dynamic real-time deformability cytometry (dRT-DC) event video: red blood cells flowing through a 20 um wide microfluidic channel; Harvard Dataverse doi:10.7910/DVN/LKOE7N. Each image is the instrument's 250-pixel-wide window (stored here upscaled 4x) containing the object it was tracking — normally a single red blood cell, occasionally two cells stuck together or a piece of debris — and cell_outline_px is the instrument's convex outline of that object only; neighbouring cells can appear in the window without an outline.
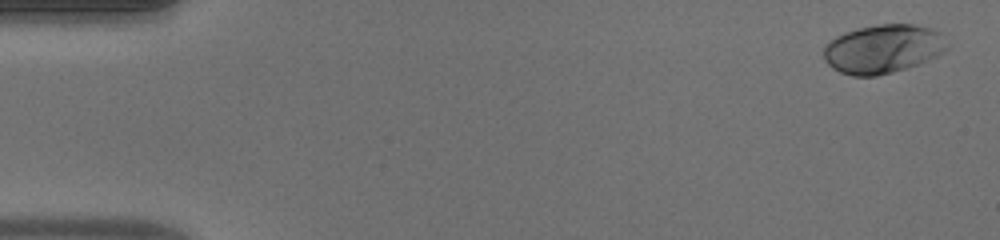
{"species": "human", "species_latin": "Homo sapiens", "temperature_condition": "warm", "stored_images_in_passage": 51, "camera_frame_rate_fps": 3000, "um_per_image_px": 0.085, "donor": {"sex": "male"}, "frame": {"image": 1, "passage_image": 2, "time_ms": 0.333, "image_size_px": [1000, 240], "cell_outline_px": [[948, 48], [944, 52], [928, 60], [892, 72], [876, 76], [852, 76], [840, 72], [832, 68], [824, 60], [824, 48], [836, 36], [844, 32], [876, 24], [916, 24], [932, 28], [940, 32]], "centroid_in_image_um": [75.05, 4.15], "position_along_channel_um": 9.9, "area_um2": 34.91}}
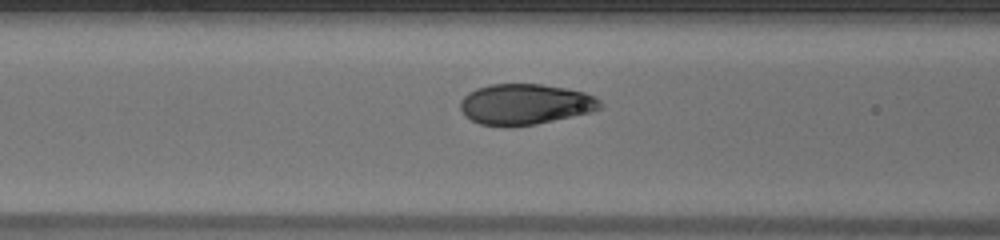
{"frame": {"image": 2, "passage_image": 21, "time_ms": 6.667, "image_size_px": [1000, 240], "cell_outline_px": [[604, 104], [600, 108], [592, 112], [536, 124], [504, 128], [480, 124], [464, 116], [460, 108], [460, 100], [468, 92], [476, 88], [488, 84], [540, 84], [564, 88], [584, 92], [596, 96]], "centroid_in_image_um": [44.62, 8.87], "position_along_channel_um": 122.0, "area_um2": 33.64}}
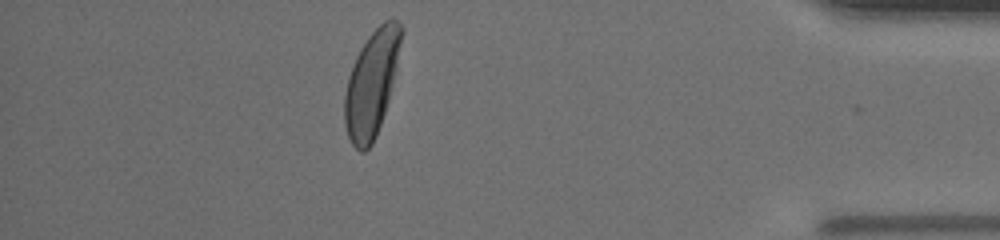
{"frame": {"image": 3, "passage_image": 45, "time_ms": 14.667, "image_size_px": [1000, 240], "cell_outline_px": [[404, 32], [396, 68], [388, 100], [376, 136], [372, 144], [364, 152], [360, 152], [352, 144], [348, 136], [344, 124], [344, 96], [348, 76], [356, 56], [360, 48], [368, 36], [384, 20], [392, 16], [404, 28]], "centroid_in_image_um": [31.59, 7.06], "position_along_channel_um": 403.6, "area_um2": 34.91}, "authors_computed_cell_mechanics": {"area_um2": 34.5644, "velocity_mm_per_s": 4.0601, "shape_relaxation_time_tau1_ms": 2.2423, "shape_relaxation_time_tau2_ms": null, "deformation_change_tau1": 0.1667, "deformation_change_tau2": null}}